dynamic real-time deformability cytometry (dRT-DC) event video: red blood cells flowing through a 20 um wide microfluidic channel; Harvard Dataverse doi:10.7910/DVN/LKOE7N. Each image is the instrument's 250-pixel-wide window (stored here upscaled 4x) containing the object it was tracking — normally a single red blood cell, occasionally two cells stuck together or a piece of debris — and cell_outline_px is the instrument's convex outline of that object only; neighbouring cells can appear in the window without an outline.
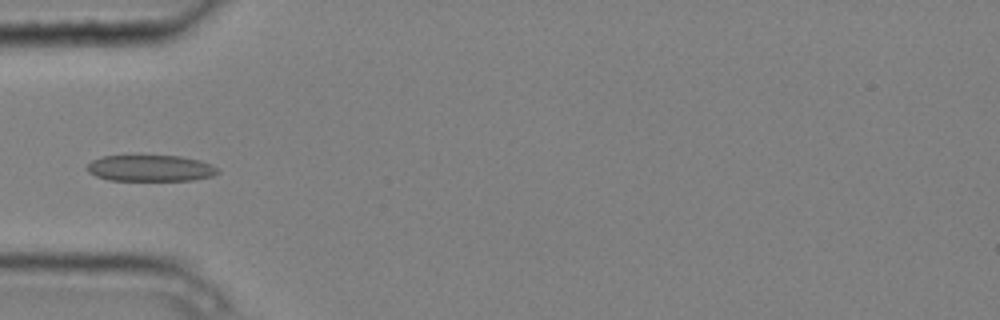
{"species": "common noctule bat (a hibernating species)", "species_latin": "Nyctalus noctula", "temperature_condition": "cold", "stored_images_in_passage": 8, "camera_frame_rate_fps": 3000, "um_per_image_px": 0.085, "animal": {"sex": "male", "body_mass_g": 20.4}, "frame": {"image": 1, "passage_image": 5, "time_ms": 1.333, "image_size_px": [1000, 320], "cell_outline_px": [[220, 172], [212, 176], [192, 180], [108, 180], [96, 176], [88, 172], [84, 168], [92, 160], [100, 156], [180, 156], [200, 160], [212, 164]], "centroid_in_image_um": [12.76, 14.29], "position_along_channel_um": 72.2, "area_um2": 20.06}}
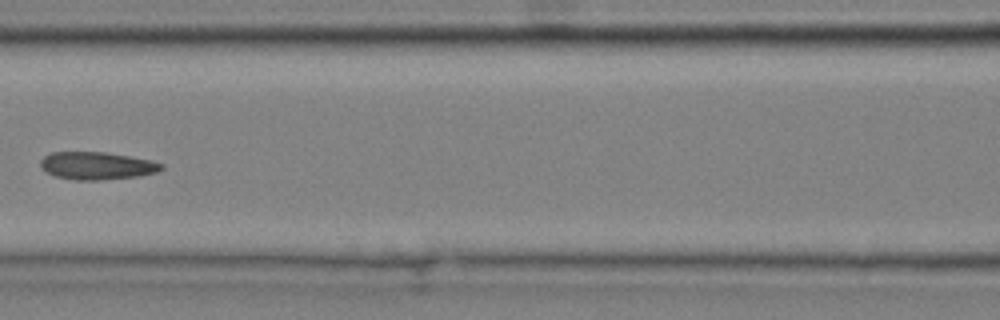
{"frame": {"image": 2, "passage_image": 7, "time_ms": 2.0, "image_size_px": [1000, 320], "cell_outline_px": [[164, 168], [156, 172], [140, 176], [100, 180], [76, 180], [56, 176], [40, 168], [40, 160], [44, 156], [52, 152], [104, 152], [152, 160], [164, 164]], "centroid_in_image_um": [8.25, 14.08], "position_along_channel_um": 158.4, "area_um2": 19.48}}
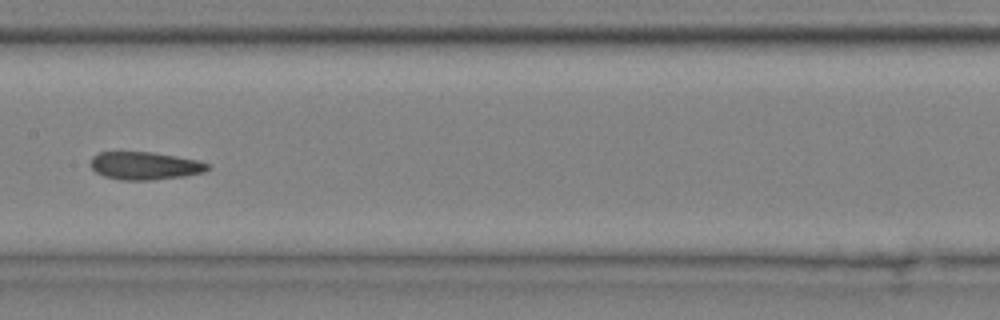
{"frame": {"image": 3, "passage_image": 8, "time_ms": 2.333, "image_size_px": [1000, 320], "cell_outline_px": [[212, 168], [204, 172], [184, 176], [152, 180], [120, 180], [104, 176], [96, 172], [88, 164], [92, 156], [100, 152], [152, 152], [200, 160], [208, 164]], "centroid_in_image_um": [12.31, 14.09], "position_along_channel_um": 195.1, "area_um2": 19.19}}